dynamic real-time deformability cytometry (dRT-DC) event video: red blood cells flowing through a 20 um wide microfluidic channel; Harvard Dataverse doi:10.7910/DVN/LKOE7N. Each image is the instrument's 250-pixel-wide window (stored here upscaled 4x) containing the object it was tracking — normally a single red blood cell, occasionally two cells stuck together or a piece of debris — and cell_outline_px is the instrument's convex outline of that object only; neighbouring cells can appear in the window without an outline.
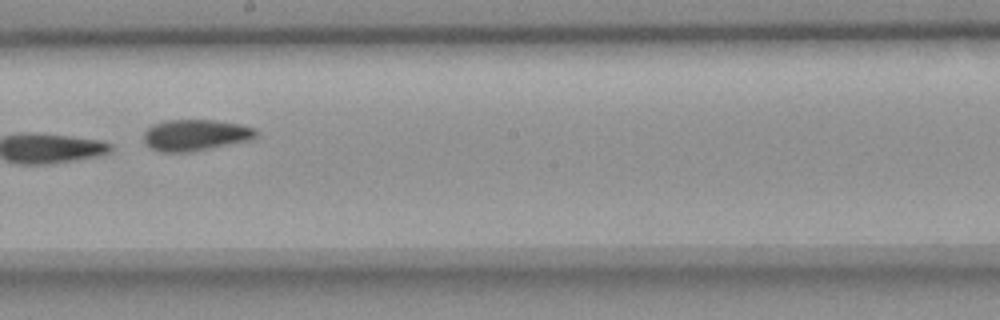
{"species": "common noctule bat (a hibernating species)", "species_latin": "Nyctalus noctula", "temperature_condition": "room temperature", "stored_images_in_passage": 9, "camera_frame_rate_fps": 3000, "um_per_image_px": 0.085, "animal": {"sex": "female", "body_mass_g": 18.4}, "frame": {"image": 1, "passage_image": 7, "time_ms": 7.0, "image_size_px": [1000, 320], "cell_outline_px": [[260, 132], [252, 140], [188, 152], [160, 152], [148, 148], [144, 144], [144, 132], [152, 124], [168, 120], [216, 120], [240, 124], [256, 128]], "centroid_in_image_um": [16.62, 11.48], "position_along_channel_um": 231.6, "area_um2": 20.75}}